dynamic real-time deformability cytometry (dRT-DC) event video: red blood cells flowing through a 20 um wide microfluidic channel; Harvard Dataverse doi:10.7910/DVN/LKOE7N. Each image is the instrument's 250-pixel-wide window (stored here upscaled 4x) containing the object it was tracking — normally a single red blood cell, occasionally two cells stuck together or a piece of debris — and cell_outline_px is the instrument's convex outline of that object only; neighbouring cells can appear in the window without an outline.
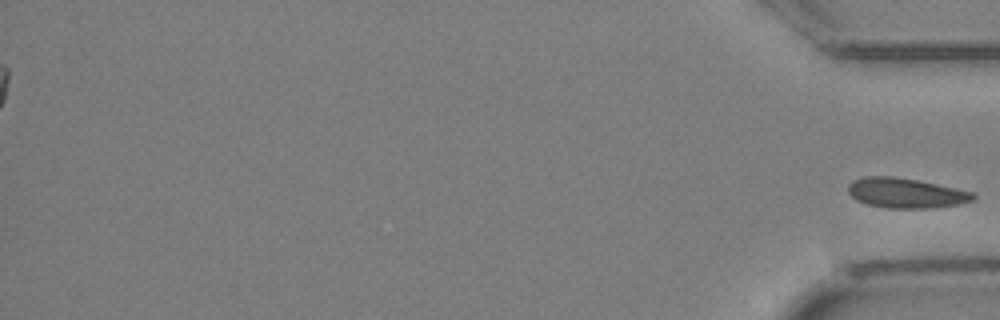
{"species": "Egyptian fruit bat (a non-hibernating species)", "species_latin": "Rousettus aegyptiacus", "temperature_condition": "cold", "stored_images_in_passage": 29, "segment_of_instrument_passage": [2, 2], "camera_frame_rate_fps": 3000, "um_per_image_px": 0.085, "animal": {"sex": "female"}, "frame": {"image": 1, "passage_image": 29, "time_ms": 9.333, "image_size_px": [1000, 320], "cell_outline_px": [[976, 200], [956, 204], [928, 208], [884, 208], [868, 204], [856, 200], [848, 192], [848, 184], [852, 180], [864, 176], [892, 176], [916, 180], [976, 192]], "centroid_in_image_um": [76.99, 16.4], "position_along_channel_um": 358.2, "area_um2": 21.85}}